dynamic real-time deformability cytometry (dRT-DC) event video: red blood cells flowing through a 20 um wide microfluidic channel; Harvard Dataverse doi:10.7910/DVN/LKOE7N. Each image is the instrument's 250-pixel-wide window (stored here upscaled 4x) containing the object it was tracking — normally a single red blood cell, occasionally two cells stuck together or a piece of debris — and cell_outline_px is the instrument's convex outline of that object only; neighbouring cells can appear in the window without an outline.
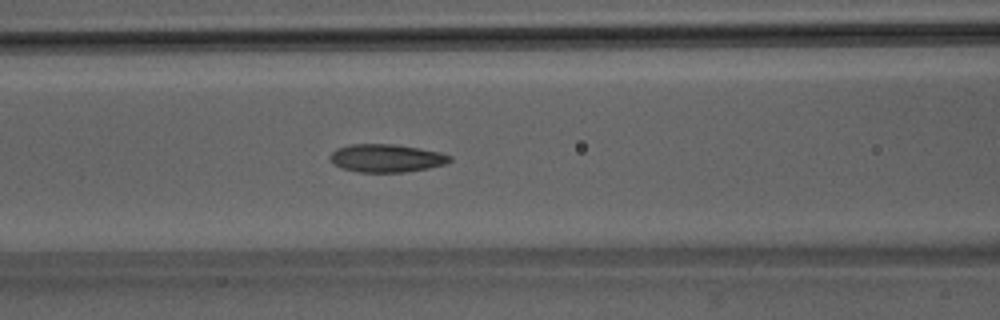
{"species": "Egyptian fruit bat (a non-hibernating species)", "species_latin": "Rousettus aegyptiacus", "temperature_condition": "room temperature", "stored_images_in_passage": 44, "camera_frame_rate_fps": 3000, "um_per_image_px": 0.085, "animal": {"sex": "male"}, "frame": {"image": 1, "passage_image": 19, "time_ms": 6.0, "image_size_px": [1000, 320], "cell_outline_px": [[452, 160], [444, 164], [428, 168], [404, 172], [356, 172], [340, 168], [328, 156], [336, 148], [352, 144], [396, 144], [420, 148], [440, 152], [452, 156]], "centroid_in_image_um": [32.84, 13.44], "position_along_channel_um": 133.8, "area_um2": 19.59}}
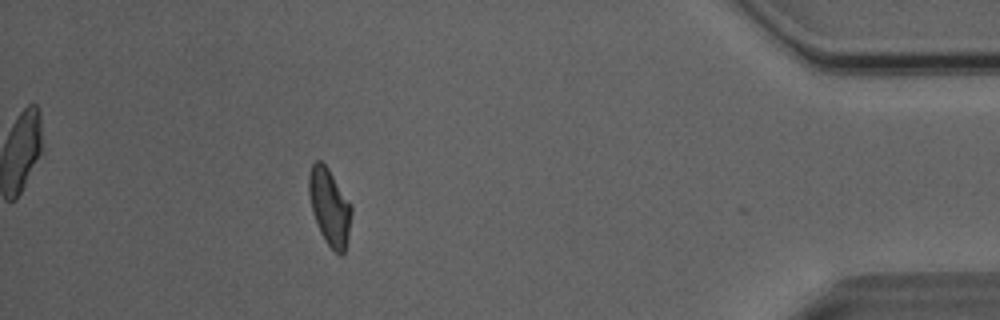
{"frame": {"image": 2, "passage_image": 43, "time_ms": 14.0, "image_size_px": [1000, 320], "cell_outline_px": [[352, 212], [348, 240], [344, 252], [340, 256], [324, 240], [320, 232], [312, 212], [308, 196], [308, 172], [312, 164], [316, 160], [320, 160], [328, 168], [352, 204]], "centroid_in_image_um": [28.01, 17.57], "position_along_channel_um": 407.2, "area_um2": 19.31}, "authors_computed_cell_mechanics": {"area_um2": 19.3919, "velocity_mm_per_s": 4.0545, "shape_relaxation_time_tau1_ms": 6.5346, "shape_relaxation_time_tau2_ms": 2.2095, "deformation_change_tau1": 0.185, "deformation_change_tau2": 0.0927}}